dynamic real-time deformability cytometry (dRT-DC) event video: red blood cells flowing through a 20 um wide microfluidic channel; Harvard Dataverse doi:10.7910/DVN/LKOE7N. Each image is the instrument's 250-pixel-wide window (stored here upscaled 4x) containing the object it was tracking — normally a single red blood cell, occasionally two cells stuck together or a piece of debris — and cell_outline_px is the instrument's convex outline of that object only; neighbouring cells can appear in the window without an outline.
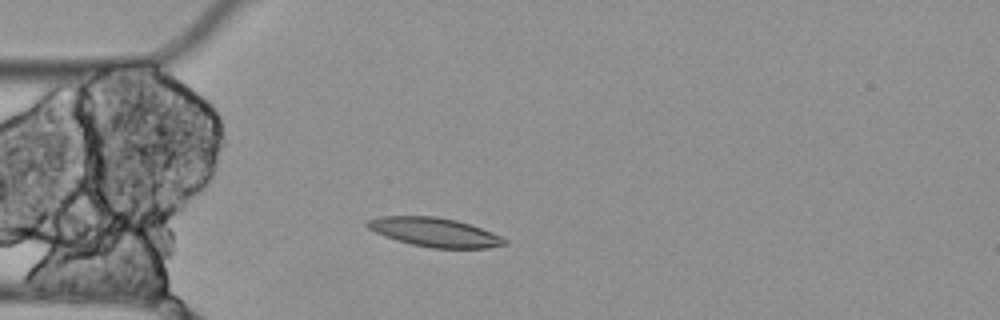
{"species": "Egyptian fruit bat (a non-hibernating species)", "species_latin": "Rousettus aegyptiacus", "temperature_condition": "cold", "stored_images_in_passage": 2, "camera_frame_rate_fps": 3000, "um_per_image_px": 0.085, "animal": {"sex": "female"}, "frame": {"image": 1, "passage_image": 2, "time_ms": 0.333, "image_size_px": [1000, 320], "cell_outline_px": [[508, 244], [488, 248], [432, 248], [412, 244], [396, 240], [384, 236], [368, 228], [364, 224], [368, 220], [380, 216], [436, 216], [456, 220], [492, 232], [508, 240]], "centroid_in_image_um": [36.94, 19.74], "position_along_channel_um": 48.1, "area_um2": 23.12}}